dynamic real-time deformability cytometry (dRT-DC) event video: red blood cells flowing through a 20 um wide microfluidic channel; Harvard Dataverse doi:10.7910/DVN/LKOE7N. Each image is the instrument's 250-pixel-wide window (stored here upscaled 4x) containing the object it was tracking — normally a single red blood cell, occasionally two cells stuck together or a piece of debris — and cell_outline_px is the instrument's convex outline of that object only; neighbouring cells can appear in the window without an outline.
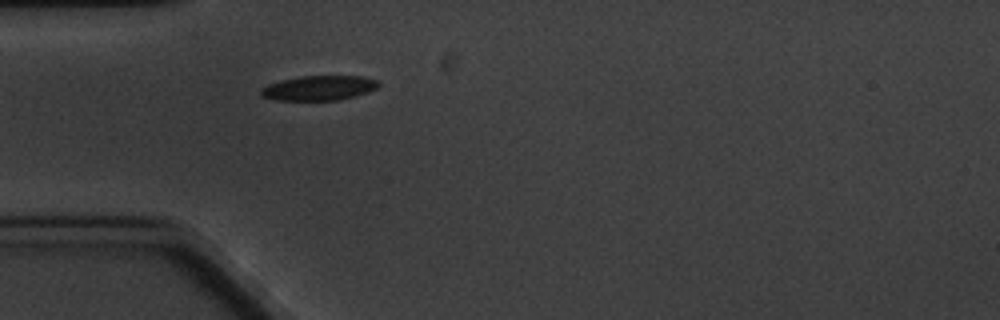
{"species": "common noctule bat (a hibernating species)", "species_latin": "Nyctalus noctula", "temperature_condition": "cold", "stored_images_in_passage": 1, "camera_frame_rate_fps": 3000, "um_per_image_px": 0.085, "animal": {"sex": "male", "body_mass_g": 20.1, "forearm_length_mm": 53.5}, "frame": {"image": 1, "passage_image": 1, "time_ms": 0.0, "image_size_px": [1000, 320], "cell_outline_px": [[380, 84], [376, 88], [368, 92], [356, 96], [340, 100], [276, 100], [260, 96], [260, 88], [268, 84], [280, 80], [300, 76], [364, 76], [380, 80]], "centroid_in_image_um": [27.12, 7.47], "position_along_channel_um": 57.9, "area_um2": 17.22}}